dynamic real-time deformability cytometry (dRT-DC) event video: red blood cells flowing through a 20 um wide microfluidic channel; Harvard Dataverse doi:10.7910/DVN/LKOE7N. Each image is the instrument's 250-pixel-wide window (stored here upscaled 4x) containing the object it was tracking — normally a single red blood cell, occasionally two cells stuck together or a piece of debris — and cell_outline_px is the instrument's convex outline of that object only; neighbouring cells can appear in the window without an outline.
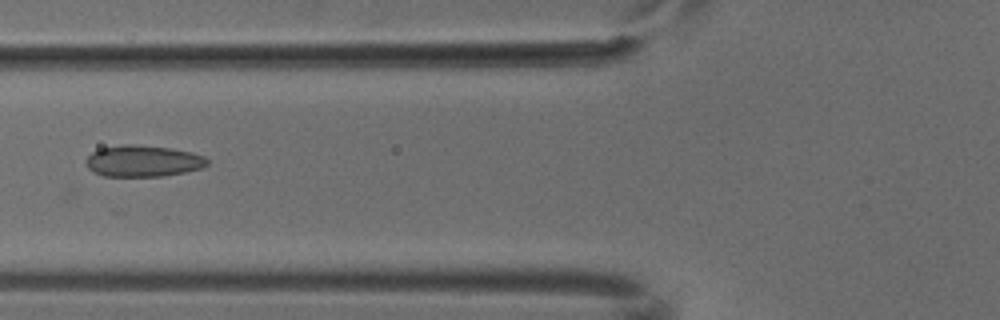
{"species": "common noctule bat (a hibernating species)", "species_latin": "Nyctalus noctula", "temperature_condition": "cold", "stored_images_in_passage": 11, "camera_frame_rate_fps": 3000, "um_per_image_px": 0.085, "animal": {"sex": "male", "body_mass_g": 18.8}, "frame": {"image": 1, "passage_image": 9, "time_ms": 2.667, "image_size_px": [1000, 320], "cell_outline_px": [[208, 164], [204, 168], [164, 176], [104, 176], [92, 172], [88, 168], [84, 160], [92, 152], [100, 148], [124, 144], [128, 144], [168, 148], [192, 152], [204, 156], [208, 160]], "centroid_in_image_um": [12.14, 13.69], "position_along_channel_um": 113.7, "area_um2": 22.25}}
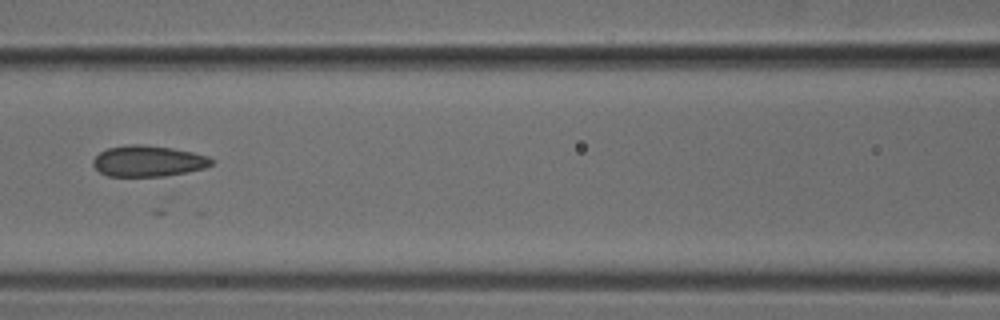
{"frame": {"image": 2, "passage_image": 10, "time_ms": 3.0, "image_size_px": [1000, 320], "cell_outline_px": [[212, 164], [204, 168], [188, 172], [164, 176], [108, 176], [100, 172], [92, 164], [92, 160], [100, 152], [108, 148], [128, 144], [140, 144], [172, 148], [192, 152], [208, 156], [212, 160]], "centroid_in_image_um": [12.58, 13.69], "position_along_channel_um": 154.0, "area_um2": 21.33}}